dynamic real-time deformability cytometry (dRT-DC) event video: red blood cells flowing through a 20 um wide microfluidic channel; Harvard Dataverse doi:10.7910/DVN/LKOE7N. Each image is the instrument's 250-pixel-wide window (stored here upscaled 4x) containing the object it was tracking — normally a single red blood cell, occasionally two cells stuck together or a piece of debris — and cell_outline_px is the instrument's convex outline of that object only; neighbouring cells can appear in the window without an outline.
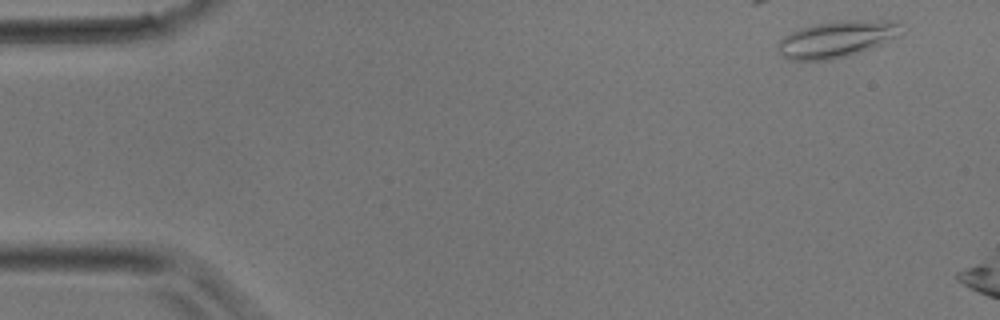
{"species": "common noctule bat (a hibernating species)", "species_latin": "Nyctalus noctula", "temperature_condition": "room temperature", "stored_images_in_passage": 6, "camera_frame_rate_fps": 3000, "um_per_image_px": 0.085, "animal": {"sex": "male", "body_mass_g": 17.9}, "frame": {"image": 1, "passage_image": 2, "time_ms": 0.333, "image_size_px": [1000, 320], "cell_outline_px": [[900, 28], [892, 36], [880, 44], [860, 52], [848, 56], [828, 60], [788, 60], [776, 48], [776, 44], [784, 36], [800, 28], [816, 24], [840, 20], [892, 20], [900, 24]], "centroid_in_image_um": [71.02, 3.33], "position_along_channel_um": 14.0, "area_um2": 25.72}}